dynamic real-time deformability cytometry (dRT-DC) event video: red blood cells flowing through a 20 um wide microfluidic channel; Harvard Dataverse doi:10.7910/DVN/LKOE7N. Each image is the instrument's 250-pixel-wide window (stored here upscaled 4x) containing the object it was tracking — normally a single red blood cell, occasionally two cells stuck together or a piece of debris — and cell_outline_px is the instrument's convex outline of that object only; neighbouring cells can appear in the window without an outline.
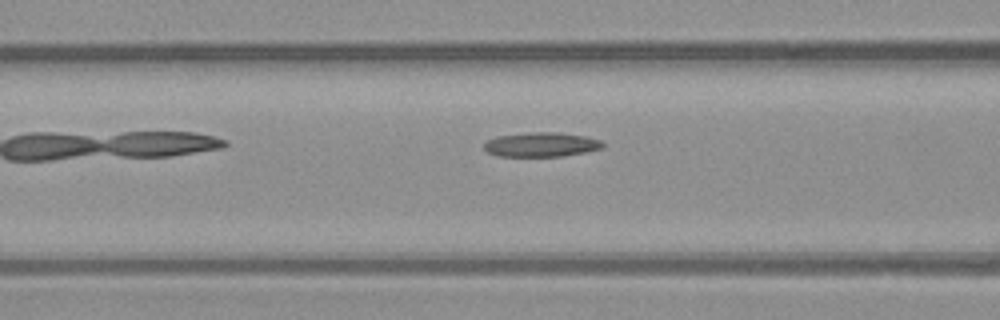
{"species": "common noctule bat (a hibernating species)", "species_latin": "Nyctalus noctula", "temperature_condition": "warm", "stored_images_in_passage": 6, "camera_frame_rate_fps": 3000, "um_per_image_px": 0.085, "animal": {"sex": "male", "body_mass_g": 23.1, "forearm_length_mm": 52.7}, "frame": {"image": 1, "passage_image": 6, "time_ms": 6.0, "image_size_px": [1000, 320], "cell_outline_px": [[604, 148], [564, 156], [496, 156], [488, 152], [484, 148], [484, 144], [488, 140], [496, 136], [532, 132], [556, 132], [584, 136], [600, 140], [604, 144]], "centroid_in_image_um": [46.0, 12.29], "position_along_channel_um": 120.6, "area_um2": 16.82}}